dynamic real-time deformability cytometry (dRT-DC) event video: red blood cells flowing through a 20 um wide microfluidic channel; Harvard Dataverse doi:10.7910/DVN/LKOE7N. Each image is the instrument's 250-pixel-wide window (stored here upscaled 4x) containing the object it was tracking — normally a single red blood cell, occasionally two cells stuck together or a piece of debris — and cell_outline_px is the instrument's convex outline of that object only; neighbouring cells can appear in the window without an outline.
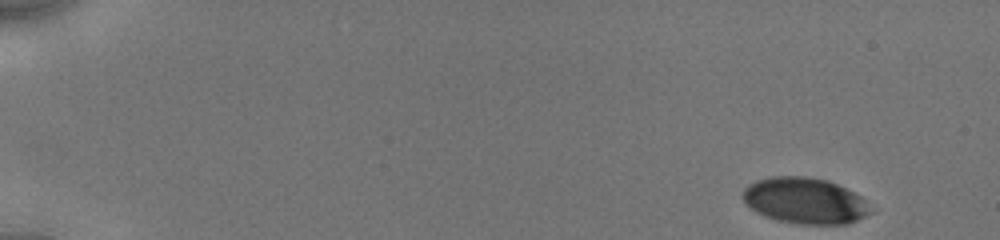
{"species": "human", "species_latin": "Homo sapiens", "temperature_condition": "cold", "stored_images_in_passage": 62, "camera_frame_rate_fps": 3000, "um_per_image_px": 0.085, "donor": {"sex": "male"}, "frame": {"image": 1, "passage_image": 1, "time_ms": 0.0, "image_size_px": [1000, 240], "cell_outline_px": [[876, 212], [848, 224], [800, 224], [776, 220], [764, 216], [756, 212], [744, 200], [744, 188], [748, 184], [756, 180], [772, 176], [804, 176], [828, 180], [860, 196], [876, 208]], "centroid_in_image_um": [68.48, 17.07], "position_along_channel_um": 16.5, "area_um2": 34.56}}
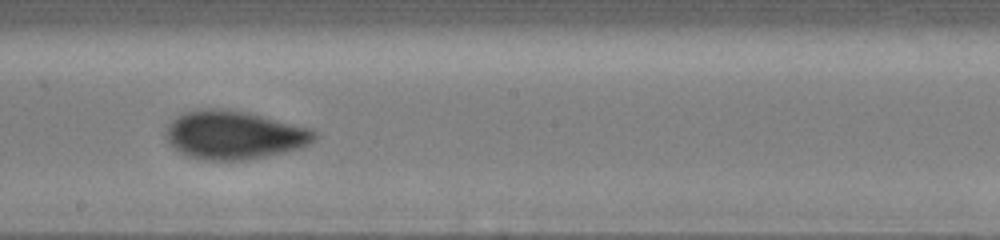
{"frame": {"image": 2, "passage_image": 34, "time_ms": 9.333, "image_size_px": [1000, 240], "cell_outline_px": [[320, 136], [316, 140], [300, 148], [284, 152], [248, 160], [204, 160], [188, 156], [172, 148], [164, 136], [164, 132], [168, 124], [172, 120], [184, 112], [200, 108], [224, 108], [248, 112], [312, 128]], "centroid_in_image_um": [19.9, 11.46], "position_along_channel_um": 228.3, "area_um2": 42.54}}
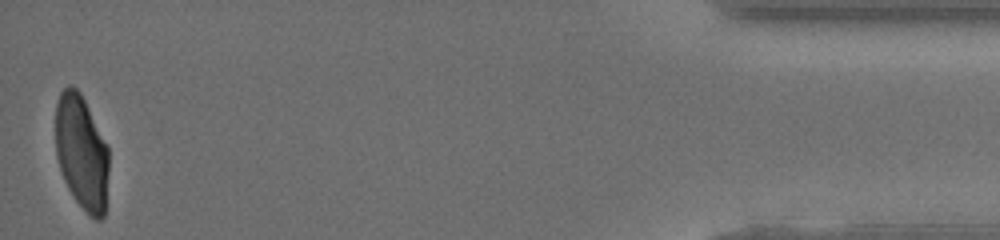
{"frame": {"image": 3, "passage_image": 62, "time_ms": 16.333, "image_size_px": [1000, 240], "cell_outline_px": [[108, 172], [104, 216], [100, 220], [96, 220], [88, 216], [76, 200], [68, 188], [64, 180], [56, 156], [56, 104], [60, 92], [68, 84], [76, 88], [80, 92], [108, 148]], "centroid_in_image_um": [6.93, 12.98], "position_along_channel_um": 428.3, "area_um2": 35.37}, "authors_computed_cell_mechanics": {"area_um2": 38.726, "velocity_mm_per_s": 3.9235, "shape_relaxation_time_tau1_ms": 3.3708, "shape_relaxation_time_tau2_ms": 0.8637, "deformation_change_tau1": 0.1422, "deformation_change_tau2": 0.0488}}